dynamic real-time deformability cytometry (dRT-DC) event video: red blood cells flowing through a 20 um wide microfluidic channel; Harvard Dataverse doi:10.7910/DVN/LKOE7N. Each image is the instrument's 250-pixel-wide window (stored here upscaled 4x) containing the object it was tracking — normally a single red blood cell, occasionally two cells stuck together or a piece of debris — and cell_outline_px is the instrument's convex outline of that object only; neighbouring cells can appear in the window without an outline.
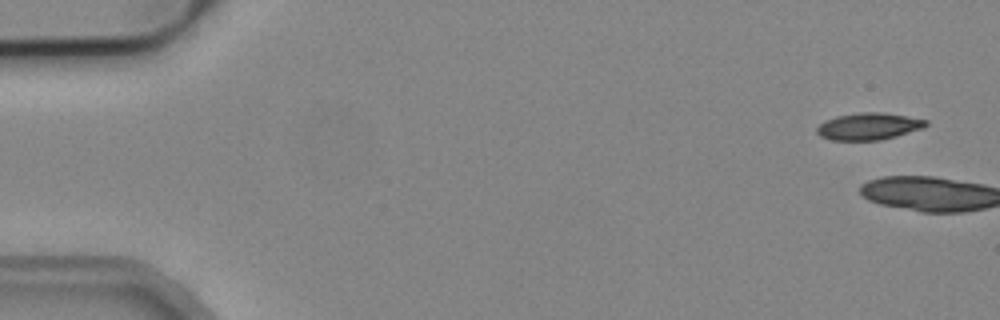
{"species": "common noctule bat (a hibernating species)", "species_latin": "Nyctalus noctula", "temperature_condition": "cold", "stored_images_in_passage": 6, "camera_frame_rate_fps": 3000, "um_per_image_px": 0.085, "animal": {"sex": "male", "body_mass_g": 19.2, "forearm_length_mm": 51.8}, "frame": {"image": 1, "passage_image": 1, "time_ms": 0.0, "image_size_px": [1000, 320], "cell_outline_px": [[928, 124], [924, 128], [896, 136], [880, 140], [832, 140], [820, 136], [816, 132], [816, 128], [820, 124], [836, 116], [860, 112], [884, 112], [928, 120]], "centroid_in_image_um": [73.86, 10.74], "position_along_channel_um": 11.1, "area_um2": 17.11}}
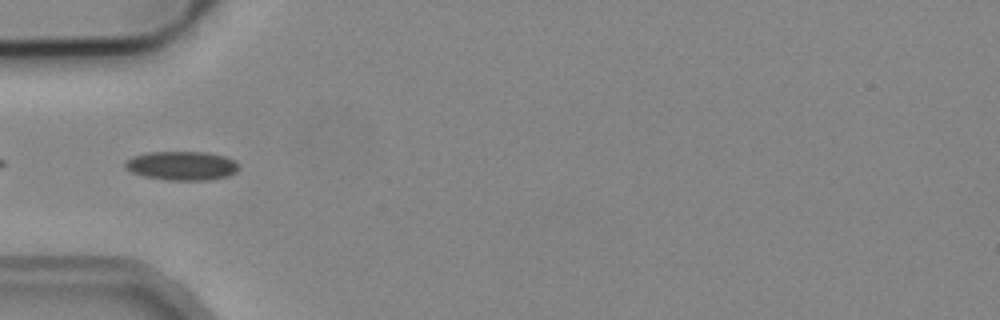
{"frame": {"image": 2, "passage_image": 6, "time_ms": 1.667, "image_size_px": [1000, 320], "cell_outline_px": [[240, 168], [236, 172], [228, 176], [208, 180], [164, 180], [144, 176], [132, 172], [124, 168], [124, 160], [132, 156], [148, 152], [208, 152], [224, 156], [236, 160], [240, 164]], "centroid_in_image_um": [15.46, 14.08], "position_along_channel_um": 69.5, "area_um2": 19.54}}